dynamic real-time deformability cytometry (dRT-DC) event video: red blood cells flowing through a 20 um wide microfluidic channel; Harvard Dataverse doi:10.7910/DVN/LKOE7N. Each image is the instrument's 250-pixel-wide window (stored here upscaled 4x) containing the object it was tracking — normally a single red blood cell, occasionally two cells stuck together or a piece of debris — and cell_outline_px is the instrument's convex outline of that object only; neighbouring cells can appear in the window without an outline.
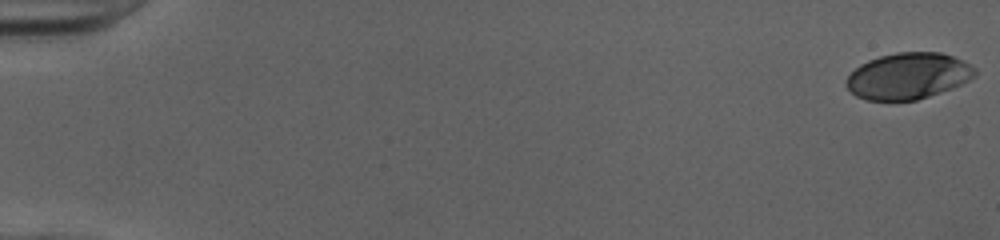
{"species": "human", "species_latin": "Homo sapiens", "temperature_condition": "cold", "stored_images_in_passage": 52, "camera_frame_rate_fps": 3000, "um_per_image_px": 0.085, "donor": {"sex": "female"}, "frame": {"image": 1, "passage_image": 1, "time_ms": 0.0, "image_size_px": [1000, 240], "cell_outline_px": [[976, 76], [952, 88], [916, 100], [868, 100], [856, 96], [844, 84], [848, 76], [860, 64], [868, 60], [880, 56], [896, 52], [940, 52], [952, 56], [976, 68]], "centroid_in_image_um": [77.18, 6.45], "position_along_channel_um": 7.8, "area_um2": 34.45}}
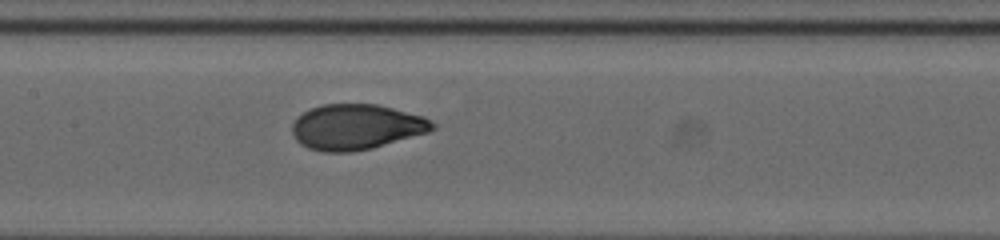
{"frame": {"image": 2, "passage_image": 27, "time_ms": 8.667, "image_size_px": [1000, 240], "cell_outline_px": [[436, 128], [428, 132], [372, 148], [352, 152], [324, 152], [308, 148], [300, 144], [296, 140], [292, 132], [292, 124], [296, 116], [312, 108], [324, 104], [376, 104], [424, 116], [432, 120], [436, 124]], "centroid_in_image_um": [30.28, 10.79], "position_along_channel_um": 177.1, "area_um2": 37.22}}
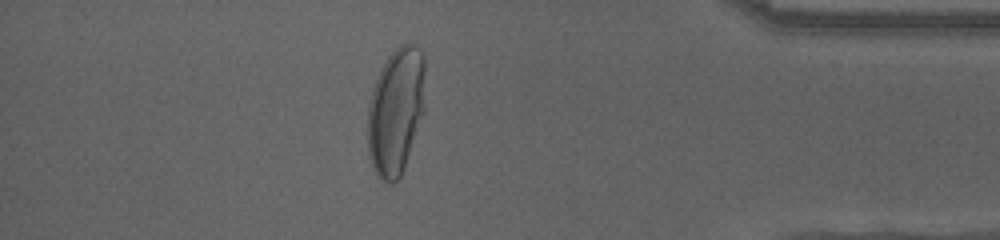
{"frame": {"image": 3, "passage_image": 46, "time_ms": 15.0, "image_size_px": [1000, 240], "cell_outline_px": [[424, 112], [404, 168], [400, 176], [392, 184], [388, 184], [380, 180], [376, 176], [372, 168], [368, 156], [368, 100], [376, 76], [380, 68], [388, 56], [400, 44], [412, 44], [420, 48], [424, 56]], "centroid_in_image_um": [33.62, 9.46], "position_along_channel_um": 401.6, "area_um2": 43.18}, "authors_computed_cell_mechanics": {"area_um2": 36.5874, "velocity_mm_per_s": 4.031, "shape_relaxation_time_tau1_ms": 4.1111, "shape_relaxation_time_tau2_ms": null, "deformation_change_tau1": 0.203, "deformation_change_tau2": null}}